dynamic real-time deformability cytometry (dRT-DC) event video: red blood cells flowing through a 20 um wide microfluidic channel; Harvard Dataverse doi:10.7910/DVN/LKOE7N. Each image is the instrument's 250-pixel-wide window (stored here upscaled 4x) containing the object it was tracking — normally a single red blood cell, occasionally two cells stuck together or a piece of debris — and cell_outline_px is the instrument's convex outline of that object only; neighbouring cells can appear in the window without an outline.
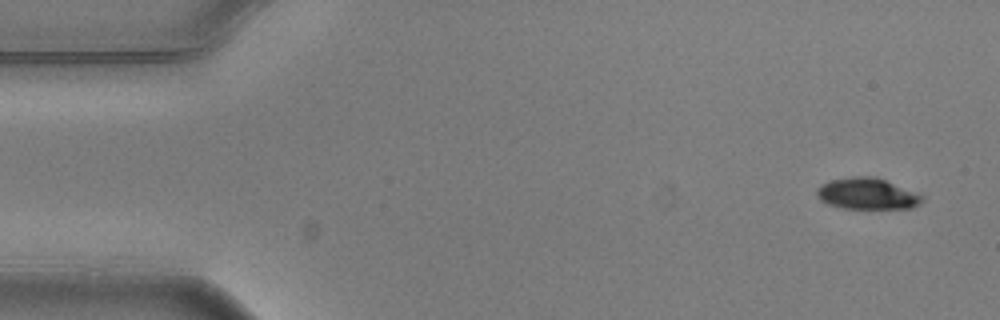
{"species": "common noctule bat (a hibernating species)", "species_latin": "Nyctalus noctula", "temperature_condition": "warm", "stored_images_in_passage": 4, "camera_frame_rate_fps": 3000, "um_per_image_px": 0.085, "animal": {"sex": "male", "body_mass_g": 20.5, "forearm_length_mm": 52.5}, "frame": {"image": 1, "passage_image": 1, "time_ms": 0.0, "image_size_px": [1000, 320], "cell_outline_px": [[924, 200], [920, 204], [912, 208], [840, 208], [828, 204], [820, 200], [816, 196], [816, 188], [820, 184], [828, 180], [852, 176], [876, 176], [920, 192], [924, 196]], "centroid_in_image_um": [73.73, 16.45], "position_along_channel_um": 11.3, "area_um2": 19.83}}
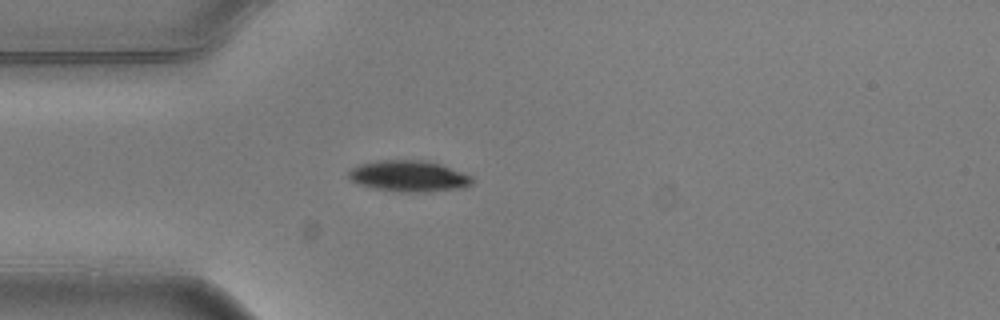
{"frame": {"image": 2, "passage_image": 4, "time_ms": 1.0, "image_size_px": [1000, 320], "cell_outline_px": [[472, 184], [464, 188], [428, 192], [396, 192], [372, 188], [360, 184], [352, 180], [348, 176], [348, 172], [352, 168], [360, 164], [380, 160], [424, 160], [440, 164], [472, 176]], "centroid_in_image_um": [34.76, 14.98], "position_along_channel_um": 50.2, "area_um2": 22.48}}